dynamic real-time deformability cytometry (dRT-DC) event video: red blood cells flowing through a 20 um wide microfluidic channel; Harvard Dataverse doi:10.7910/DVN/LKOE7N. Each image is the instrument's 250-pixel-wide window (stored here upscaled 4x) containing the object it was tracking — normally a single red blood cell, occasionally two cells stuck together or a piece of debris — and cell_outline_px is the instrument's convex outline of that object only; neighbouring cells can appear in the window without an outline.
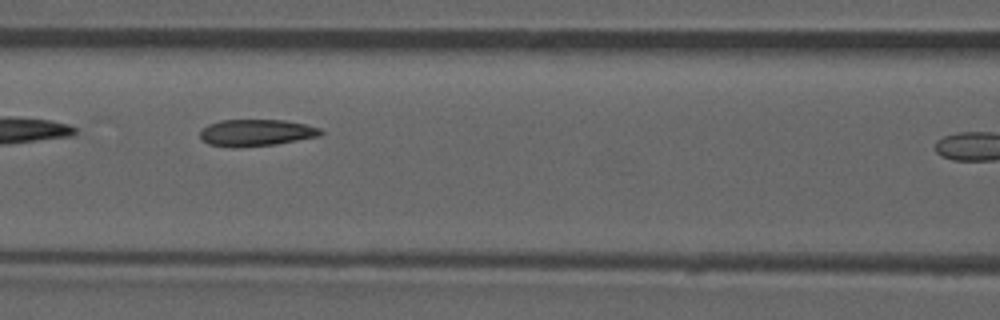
{"species": "common noctule bat (a hibernating species)", "species_latin": "Nyctalus noctula", "temperature_condition": "room temperature", "stored_images_in_passage": 14, "camera_frame_rate_fps": 3000, "um_per_image_px": 0.085, "animal": {"sex": "male", "forearm_length_mm": 52.5}, "frame": {"image": 1, "passage_image": 7, "time_ms": 2.0, "image_size_px": [1000, 320], "cell_outline_px": [[324, 132], [320, 136], [276, 144], [236, 148], [232, 148], [208, 144], [200, 136], [200, 128], [208, 124], [220, 120], [284, 120], [304, 124], [320, 128]], "centroid_in_image_um": [21.75, 11.28], "position_along_channel_um": 144.9, "area_um2": 18.96}}